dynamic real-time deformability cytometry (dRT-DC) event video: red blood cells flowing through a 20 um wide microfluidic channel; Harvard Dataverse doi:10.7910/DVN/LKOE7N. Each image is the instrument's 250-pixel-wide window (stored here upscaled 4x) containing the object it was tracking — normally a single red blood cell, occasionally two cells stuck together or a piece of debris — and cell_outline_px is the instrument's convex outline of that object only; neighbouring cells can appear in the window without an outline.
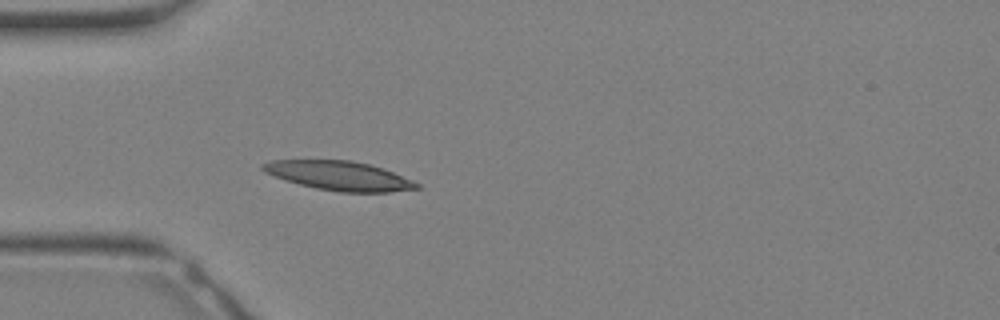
{"species": "Egyptian fruit bat (a non-hibernating species)", "species_latin": "Rousettus aegyptiacus", "temperature_condition": "warm", "stored_images_in_passage": 24, "camera_frame_rate_fps": 3000, "um_per_image_px": 0.085, "animal": {"sex": "female"}, "frame": {"image": 1, "passage_image": 1, "time_ms": 0.0, "image_size_px": [1000, 320], "cell_outline_px": [[420, 188], [388, 192], [340, 192], [316, 188], [284, 180], [264, 172], [260, 168], [260, 164], [272, 160], [352, 160], [384, 168], [412, 180], [420, 184]], "centroid_in_image_um": [28.81, 14.93], "position_along_channel_um": 56.2, "area_um2": 26.18}}
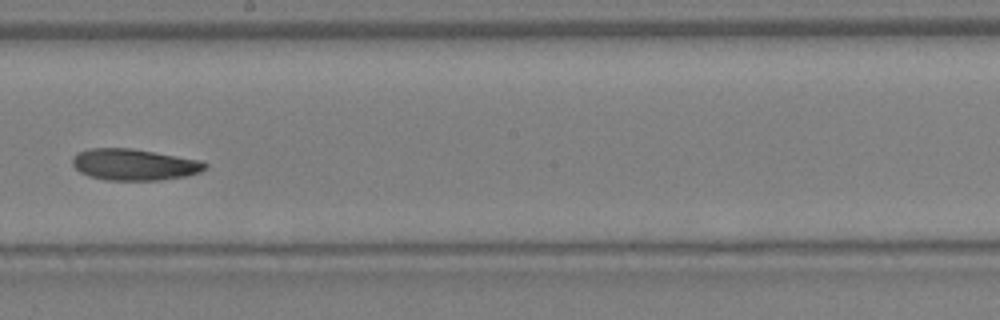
{"frame": {"image": 2, "passage_image": 10, "time_ms": 3.0, "image_size_px": [1000, 320], "cell_outline_px": [[208, 168], [200, 172], [188, 176], [160, 180], [104, 180], [88, 176], [80, 172], [72, 164], [72, 156], [76, 152], [88, 148], [132, 148], [200, 160], [208, 164]], "centroid_in_image_um": [11.39, 13.99], "position_along_channel_um": 236.8, "area_um2": 24.57}}
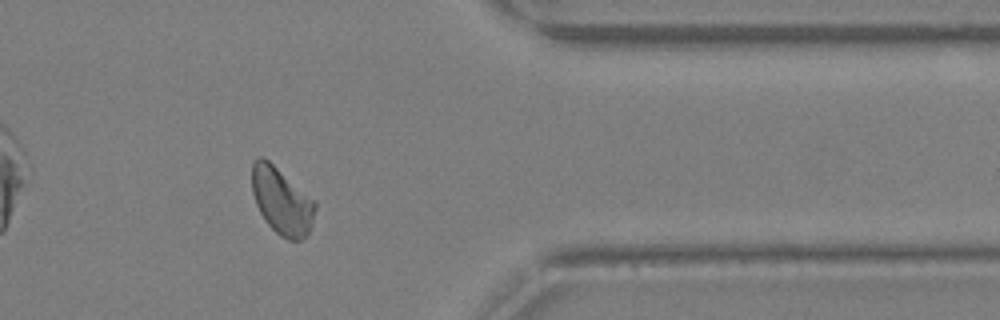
{"frame": {"image": 3, "passage_image": 18, "time_ms": 5.667, "image_size_px": [1000, 320], "cell_outline_px": [[316, 208], [312, 228], [300, 240], [288, 240], [280, 236], [264, 220], [256, 204], [252, 192], [252, 164], [256, 156], [264, 156], [316, 200]], "centroid_in_image_um": [23.96, 17.06], "position_along_channel_um": 387.4, "area_um2": 24.97}}